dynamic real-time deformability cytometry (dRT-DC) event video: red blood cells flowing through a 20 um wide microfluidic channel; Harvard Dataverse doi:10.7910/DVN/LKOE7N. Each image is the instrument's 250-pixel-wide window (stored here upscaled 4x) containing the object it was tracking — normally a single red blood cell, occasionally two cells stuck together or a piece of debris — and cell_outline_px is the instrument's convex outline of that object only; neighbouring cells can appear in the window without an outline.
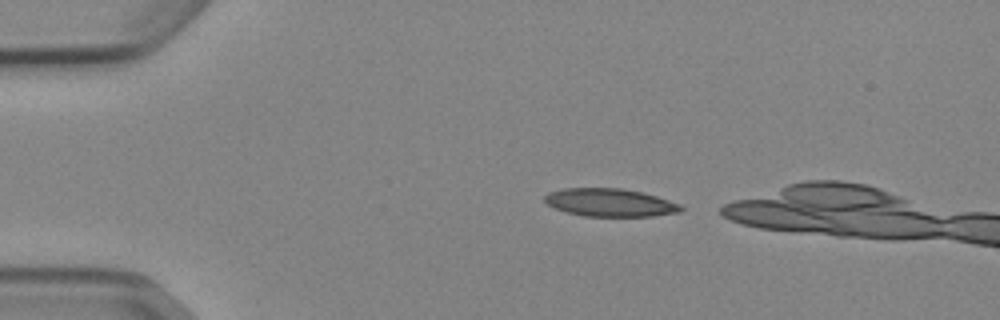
{"species": "Egyptian fruit bat (a non-hibernating species)", "species_latin": "Rousettus aegyptiacus", "temperature_condition": "cold", "stored_images_in_passage": 7, "camera_frame_rate_fps": 3000, "um_per_image_px": 0.085, "animal": {"sex": "female"}, "frame": {"image": 1, "passage_image": 1, "time_ms": 0.0, "image_size_px": [1000, 320], "cell_outline_px": [[684, 208], [680, 212], [652, 216], [584, 216], [568, 212], [556, 208], [548, 204], [544, 200], [544, 196], [548, 192], [560, 188], [620, 188], [644, 192], [680, 204]], "centroid_in_image_um": [51.85, 17.21], "position_along_channel_um": 33.2, "area_um2": 22.2}}